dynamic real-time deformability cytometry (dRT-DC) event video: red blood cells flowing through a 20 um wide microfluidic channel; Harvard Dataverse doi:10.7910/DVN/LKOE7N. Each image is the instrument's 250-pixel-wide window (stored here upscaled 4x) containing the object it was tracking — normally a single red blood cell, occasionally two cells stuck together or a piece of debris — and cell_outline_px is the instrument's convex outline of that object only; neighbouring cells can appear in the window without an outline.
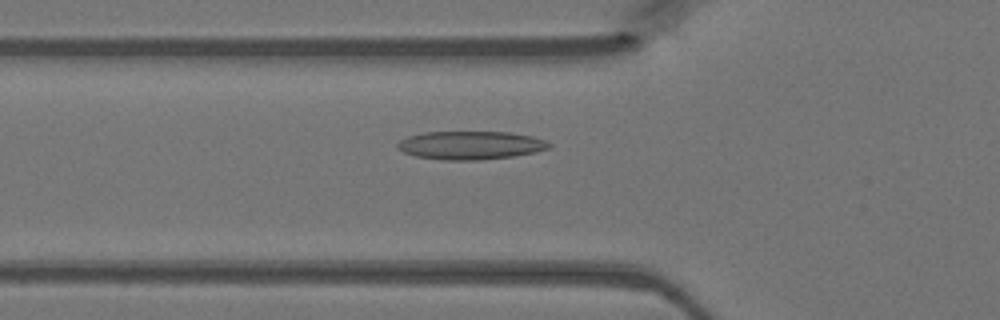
{"species": "Egyptian fruit bat (a non-hibernating species)", "species_latin": "Rousettus aegyptiacus", "temperature_condition": "warm", "stored_images_in_passage": 47, "camera_frame_rate_fps": 3000, "um_per_image_px": 0.085, "animal": {"sex": "female"}, "frame": {"image": 1, "passage_image": 16, "time_ms": 5.0, "image_size_px": [1000, 320], "cell_outline_px": [[552, 144], [548, 148], [536, 152], [512, 156], [480, 160], [444, 160], [416, 156], [404, 152], [396, 148], [396, 144], [400, 140], [408, 136], [424, 132], [508, 132], [532, 136], [544, 140]], "centroid_in_image_um": [39.97, 12.34], "position_along_channel_um": 85.8, "area_um2": 24.97}}
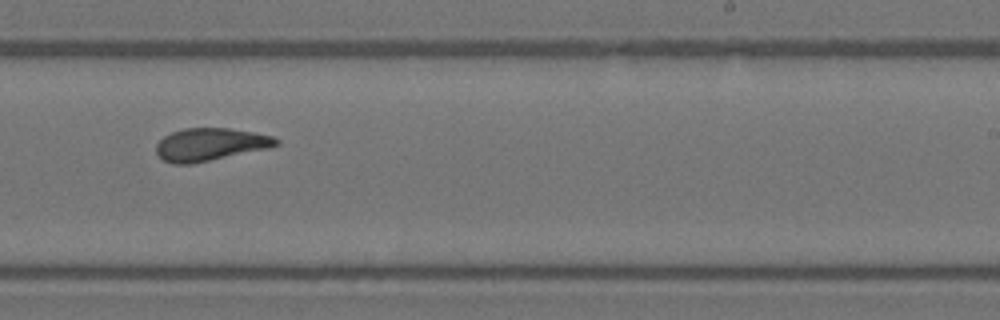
{"frame": {"image": 2, "passage_image": 29, "time_ms": 9.333, "image_size_px": [1000, 320], "cell_outline_px": [[280, 144], [268, 148], [192, 164], [172, 164], [164, 160], [156, 152], [156, 144], [164, 136], [172, 132], [184, 128], [228, 128], [252, 132], [272, 136], [280, 140]], "centroid_in_image_um": [17.86, 12.28], "position_along_channel_um": 271.1, "area_um2": 22.72}}
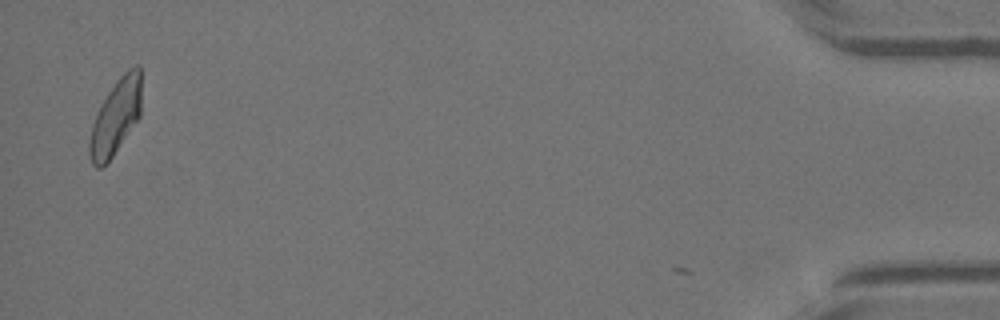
{"frame": {"image": 3, "passage_image": 46, "time_ms": 15.0, "image_size_px": [1000, 320], "cell_outline_px": [[140, 116], [112, 156], [100, 168], [96, 168], [92, 164], [88, 152], [88, 144], [92, 124], [96, 112], [108, 92], [116, 80], [128, 68], [136, 64], [140, 64]], "centroid_in_image_um": [9.81, 9.92], "position_along_channel_um": 425.4, "area_um2": 22.6}}